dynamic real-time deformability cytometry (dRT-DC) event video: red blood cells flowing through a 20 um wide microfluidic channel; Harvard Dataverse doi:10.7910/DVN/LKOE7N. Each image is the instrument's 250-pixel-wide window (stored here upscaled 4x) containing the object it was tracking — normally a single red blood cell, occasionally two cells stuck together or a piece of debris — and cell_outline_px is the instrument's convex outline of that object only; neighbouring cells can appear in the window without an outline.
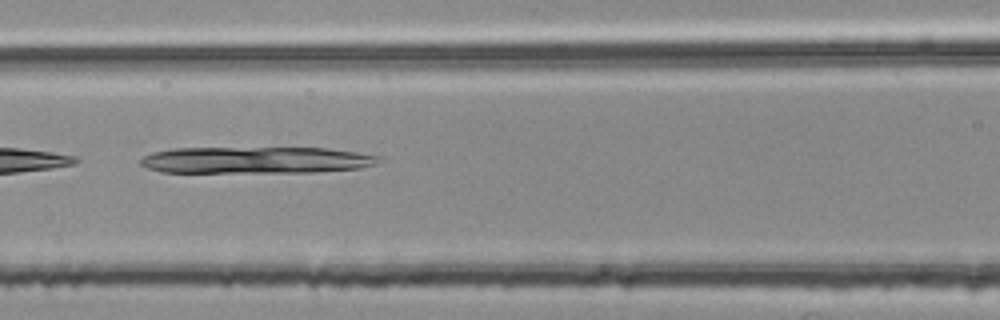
{"species": "common noctule bat (a hibernating species)", "species_latin": "Nyctalus noctula", "temperature_condition": "room temperature", "stored_images_in_passage": 4, "camera_frame_rate_fps": 3000, "um_per_image_px": 0.085, "animal": {"sex": "female", "body_mass_g": 25.1}, "frame": {"image": 1, "passage_image": 3, "time_ms": 0.667, "image_size_px": [1000, 320], "cell_outline_px": [[380, 160], [376, 164], [360, 168], [312, 172], [160, 172], [148, 168], [140, 164], [140, 160], [144, 156], [152, 152], [172, 148], [328, 148], [356, 152], [380, 156]], "centroid_in_image_um": [21.74, 13.6], "position_along_channel_um": 144.9, "area_um2": 37.05}}
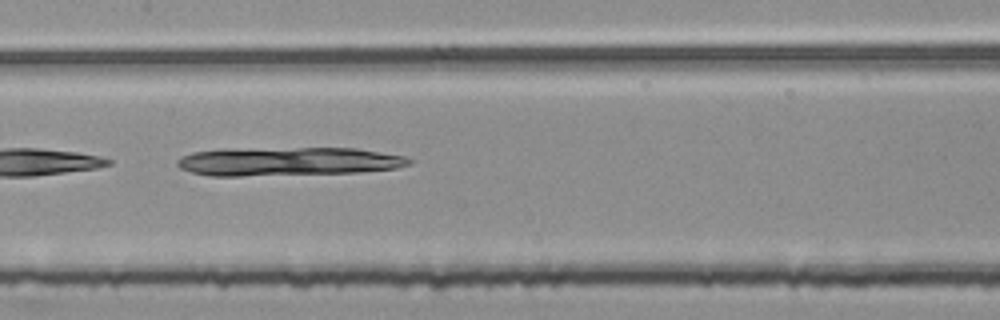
{"frame": {"image": 2, "passage_image": 4, "time_ms": 1.0, "image_size_px": [1000, 320], "cell_outline_px": [[412, 164], [396, 168], [360, 172], [240, 176], [208, 176], [192, 172], [180, 168], [176, 164], [176, 160], [180, 156], [192, 152], [220, 148], [356, 148], [404, 156], [412, 160]], "centroid_in_image_um": [24.42, 13.71], "position_along_channel_um": 183.0, "area_um2": 39.07}}